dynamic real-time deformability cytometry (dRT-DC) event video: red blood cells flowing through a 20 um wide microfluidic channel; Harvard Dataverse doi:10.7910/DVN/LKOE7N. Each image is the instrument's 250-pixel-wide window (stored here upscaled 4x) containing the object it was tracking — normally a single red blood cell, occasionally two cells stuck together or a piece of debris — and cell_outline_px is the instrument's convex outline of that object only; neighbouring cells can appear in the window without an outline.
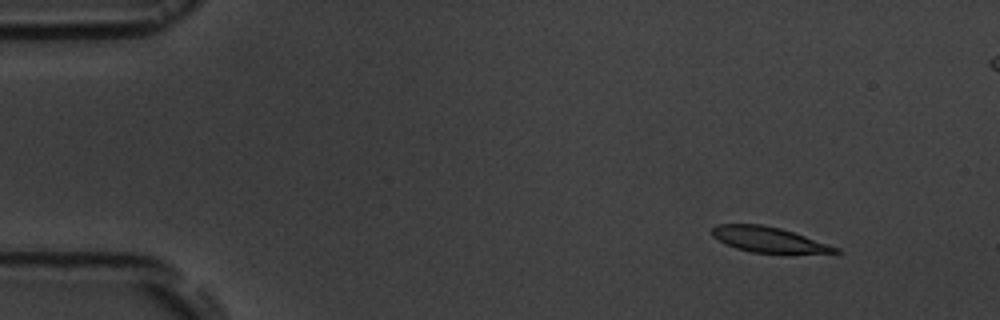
{"species": "common noctule bat (a hibernating species)", "species_latin": "Nyctalus noctula", "temperature_condition": "room temperature", "stored_images_in_passage": 5, "camera_frame_rate_fps": 3000, "um_per_image_px": 0.085, "animal": {"sex": "male", "body_mass_g": 19.5, "forearm_length_mm": 54.6}, "frame": {"image": 1, "passage_image": 1, "time_ms": 0.0, "image_size_px": [1000, 320], "cell_outline_px": [[844, 252], [752, 252], [736, 248], [724, 244], [712, 236], [712, 228], [716, 224], [760, 224], [780, 228], [840, 248]], "centroid_in_image_um": [65.25, 20.34], "position_along_channel_um": 19.7, "area_um2": 17.74}}